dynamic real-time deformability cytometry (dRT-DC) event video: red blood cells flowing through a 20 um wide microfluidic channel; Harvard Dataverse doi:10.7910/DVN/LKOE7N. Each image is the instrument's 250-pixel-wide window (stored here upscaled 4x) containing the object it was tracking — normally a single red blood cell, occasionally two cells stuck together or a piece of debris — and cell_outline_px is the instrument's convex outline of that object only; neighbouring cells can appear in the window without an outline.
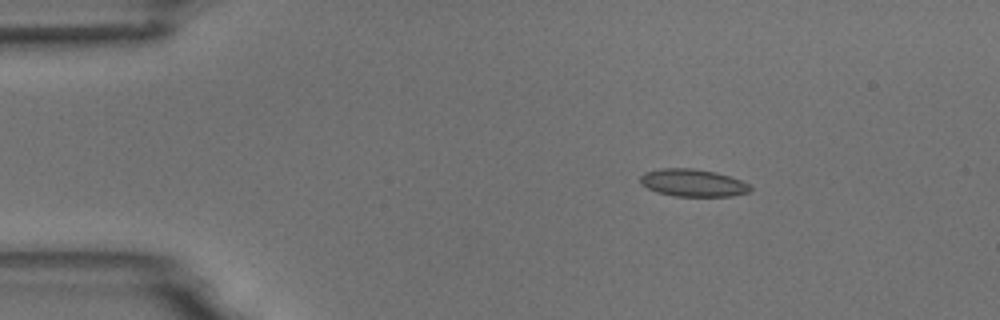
{"species": "common noctule bat (a hibernating species)", "species_latin": "Nyctalus noctula", "temperature_condition": "room temperature", "stored_images_in_passage": 6, "segment_of_instrument_passage": [1, 2], "camera_frame_rate_fps": 3000, "um_per_image_px": 0.085, "animal": {"sex": "male", "body_mass_g": 18.8}, "frame": {"image": 1, "passage_image": 2, "time_ms": 1.0, "image_size_px": [1000, 320], "cell_outline_px": [[752, 188], [748, 192], [732, 196], [676, 196], [656, 192], [640, 184], [640, 176], [644, 172], [664, 168], [692, 168], [716, 172], [740, 180], [748, 184]], "centroid_in_image_um": [58.86, 15.54], "position_along_channel_um": 26.1, "area_um2": 17.51}}